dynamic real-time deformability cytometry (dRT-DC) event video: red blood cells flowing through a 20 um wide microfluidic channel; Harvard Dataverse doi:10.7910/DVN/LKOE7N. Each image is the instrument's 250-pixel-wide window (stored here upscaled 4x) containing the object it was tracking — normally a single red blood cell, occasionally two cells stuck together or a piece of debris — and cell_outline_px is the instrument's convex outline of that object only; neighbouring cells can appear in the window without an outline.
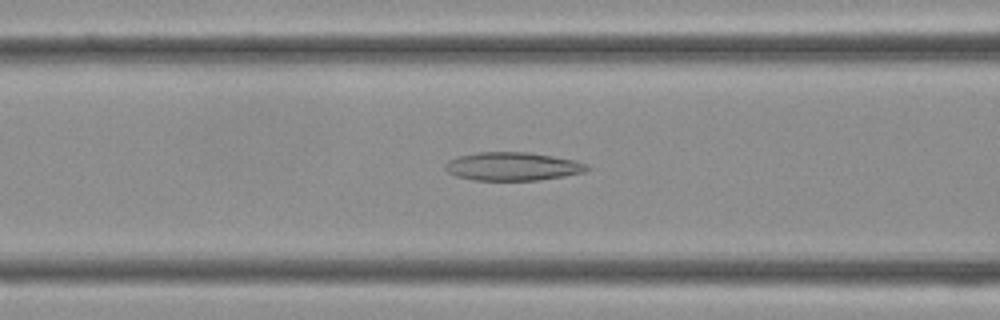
{"species": "Egyptian fruit bat (a non-hibernating species)", "species_latin": "Rousettus aegyptiacus", "temperature_condition": "cold", "stored_images_in_passage": 36, "camera_frame_rate_fps": 3000, "um_per_image_px": 0.085, "frame": {"image": 1, "passage_image": 13, "time_ms": 4.0, "image_size_px": [1000, 320], "cell_outline_px": [[592, 168], [584, 172], [564, 176], [540, 180], [472, 180], [456, 176], [448, 172], [444, 168], [444, 164], [448, 160], [456, 156], [476, 152], [528, 152], [576, 160], [588, 164]], "centroid_in_image_um": [43.56, 14.14], "position_along_channel_um": 123.0, "area_um2": 23.7}}
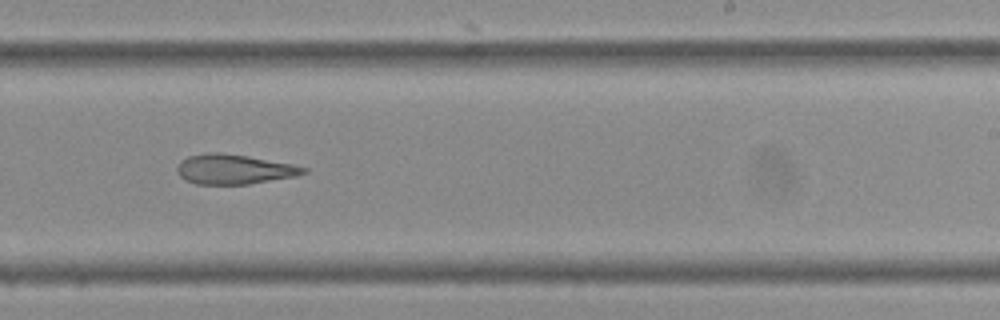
{"frame": {"image": 2, "passage_image": 21, "time_ms": 6.667, "image_size_px": [1000, 320], "cell_outline_px": [[308, 172], [296, 176], [248, 184], [196, 184], [184, 180], [176, 172], [176, 168], [180, 160], [188, 156], [208, 152], [220, 152], [248, 156], [292, 164], [308, 168]], "centroid_in_image_um": [19.86, 14.38], "position_along_channel_um": 269.1, "area_um2": 22.08}}
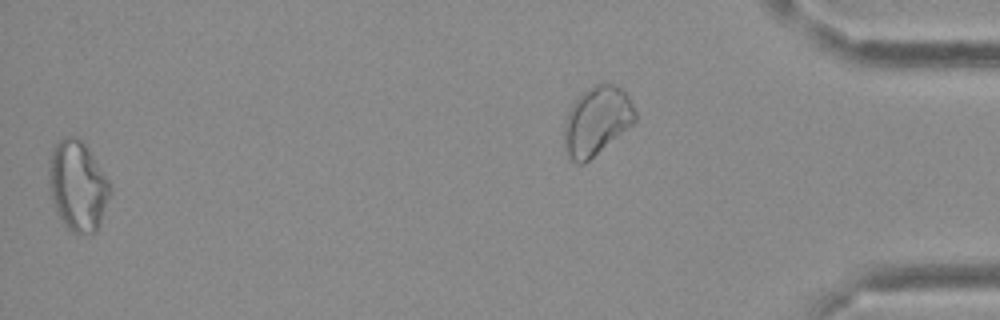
{"frame": {"image": 3, "passage_image": 35, "time_ms": 11.333, "image_size_px": [1000, 320], "cell_outline_px": [[112, 192], [96, 232], [72, 232], [64, 224], [56, 212], [52, 200], [48, 180], [48, 168], [52, 152], [56, 144], [64, 136], [76, 136], [84, 144], [108, 180], [112, 188]], "centroid_in_image_um": [6.59, 15.8], "position_along_channel_um": 428.6, "area_um2": 31.67}}